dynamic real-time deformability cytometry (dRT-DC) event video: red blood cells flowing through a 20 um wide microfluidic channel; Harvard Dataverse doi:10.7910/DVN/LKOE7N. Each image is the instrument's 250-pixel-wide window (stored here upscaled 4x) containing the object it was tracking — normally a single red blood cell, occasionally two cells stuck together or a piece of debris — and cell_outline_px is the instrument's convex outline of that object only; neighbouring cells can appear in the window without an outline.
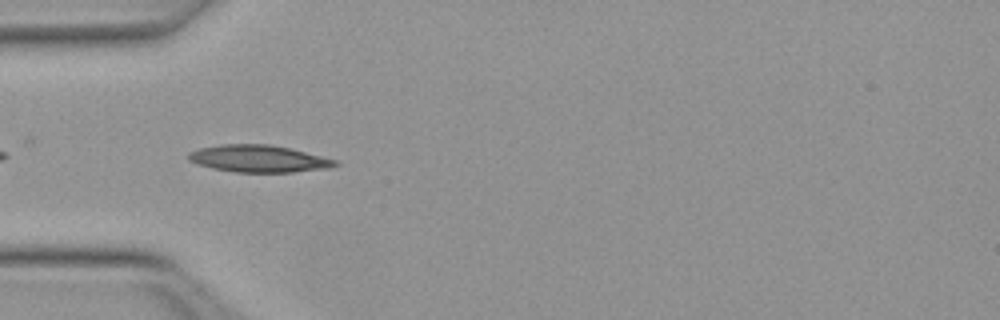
{"species": "Egyptian fruit bat (a non-hibernating species)", "species_latin": "Rousettus aegyptiacus", "temperature_condition": "warm", "stored_images_in_passage": 6, "camera_frame_rate_fps": 3000, "um_per_image_px": 0.085, "animal": {"sex": "female"}, "frame": {"image": 1, "passage_image": 2, "time_ms": 0.333, "image_size_px": [1000, 320], "cell_outline_px": [[340, 164], [328, 168], [292, 172], [236, 172], [212, 168], [196, 164], [188, 160], [188, 152], [200, 148], [220, 144], [268, 144], [288, 148], [336, 160]], "centroid_in_image_um": [21.93, 13.49], "position_along_channel_um": 63.1, "area_um2": 23.0}}
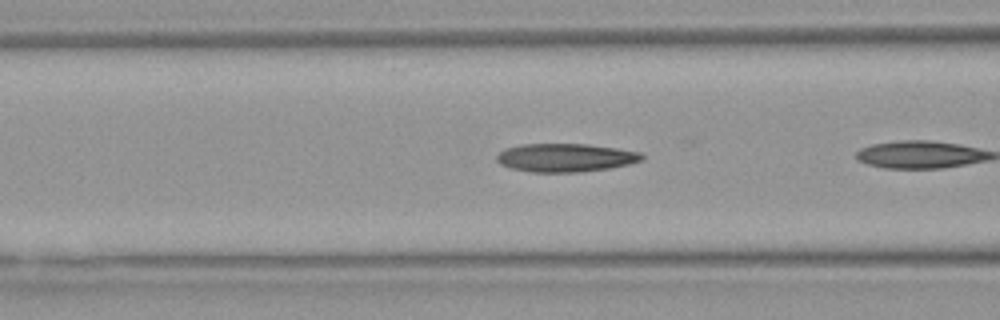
{"frame": {"image": 2, "passage_image": 4, "time_ms": 1.0, "image_size_px": [1000, 320], "cell_outline_px": [[644, 160], [628, 164], [608, 168], [580, 172], [532, 172], [512, 168], [500, 164], [496, 160], [496, 156], [504, 148], [520, 144], [588, 144], [616, 148], [640, 152], [644, 156]], "centroid_in_image_um": [48.05, 13.39], "position_along_channel_um": 118.5, "area_um2": 23.99}}